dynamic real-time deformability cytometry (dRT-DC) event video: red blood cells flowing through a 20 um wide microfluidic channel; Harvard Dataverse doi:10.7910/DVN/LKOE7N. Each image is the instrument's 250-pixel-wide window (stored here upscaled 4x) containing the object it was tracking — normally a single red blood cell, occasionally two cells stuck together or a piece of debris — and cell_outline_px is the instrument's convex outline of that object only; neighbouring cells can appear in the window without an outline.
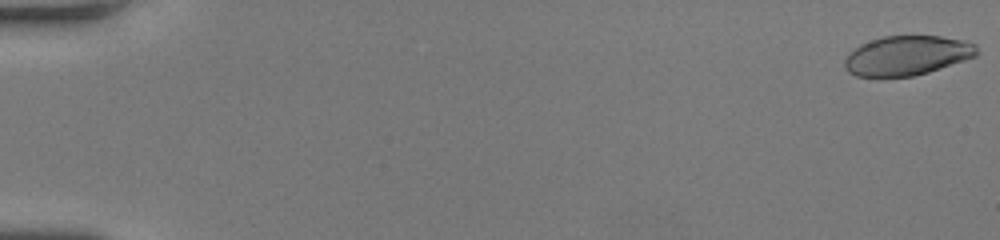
{"species": "human", "species_latin": "Homo sapiens", "temperature_condition": "room temperature", "stored_images_in_passage": 51, "camera_frame_rate_fps": 3000, "um_per_image_px": 0.085, "donor": {"sex": "female"}, "frame": {"image": 1, "passage_image": 1, "time_ms": 0.0, "image_size_px": [1000, 240], "cell_outline_px": [[980, 52], [976, 56], [928, 72], [912, 76], [856, 76], [848, 72], [844, 68], [844, 60], [848, 52], [860, 44], [884, 36], [940, 36], [960, 40], [976, 44]], "centroid_in_image_um": [77.07, 4.72], "position_along_channel_um": 7.9, "area_um2": 30.35}}
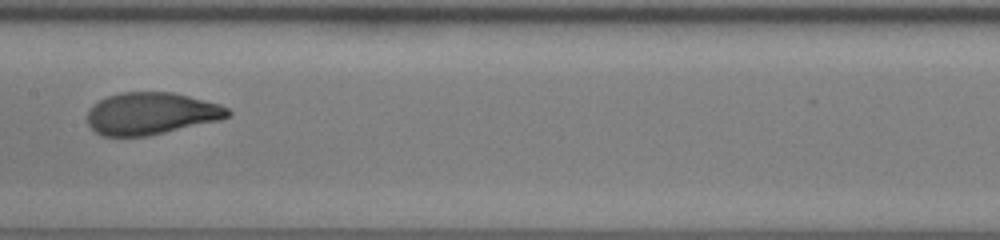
{"frame": {"image": 2, "passage_image": 28, "time_ms": 9.0, "image_size_px": [1000, 240], "cell_outline_px": [[232, 112], [228, 116], [220, 120], [148, 136], [104, 136], [96, 132], [88, 124], [88, 112], [100, 100], [108, 96], [120, 92], [172, 92], [220, 104], [228, 108]], "centroid_in_image_um": [12.87, 9.65], "position_along_channel_um": 194.5, "area_um2": 34.22}}
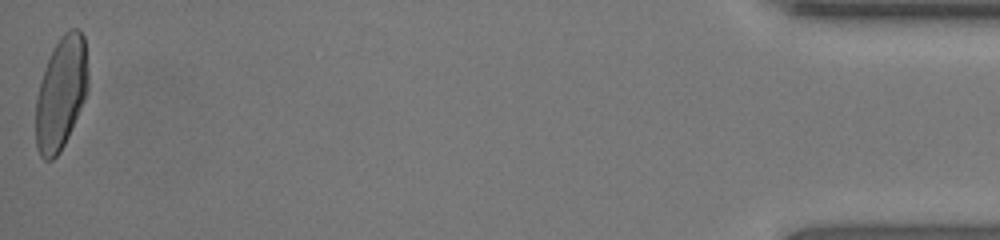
{"frame": {"image": 3, "passage_image": 51, "time_ms": 16.667, "image_size_px": [1000, 240], "cell_outline_px": [[88, 92], [68, 136], [60, 152], [52, 160], [44, 160], [40, 156], [36, 148], [36, 96], [44, 68], [60, 36], [68, 28], [80, 28], [84, 36], [88, 72]], "centroid_in_image_um": [5.2, 7.9], "position_along_channel_um": 430.0, "area_um2": 34.51}, "authors_computed_cell_mechanics": {"area_um2": 34.2176, "velocity_mm_per_s": 4.2577, "shape_relaxation_time_tau1_ms": 4.1325, "shape_relaxation_time_tau2_ms": null, "deformation_change_tau1": 0.2112, "deformation_change_tau2": null}}